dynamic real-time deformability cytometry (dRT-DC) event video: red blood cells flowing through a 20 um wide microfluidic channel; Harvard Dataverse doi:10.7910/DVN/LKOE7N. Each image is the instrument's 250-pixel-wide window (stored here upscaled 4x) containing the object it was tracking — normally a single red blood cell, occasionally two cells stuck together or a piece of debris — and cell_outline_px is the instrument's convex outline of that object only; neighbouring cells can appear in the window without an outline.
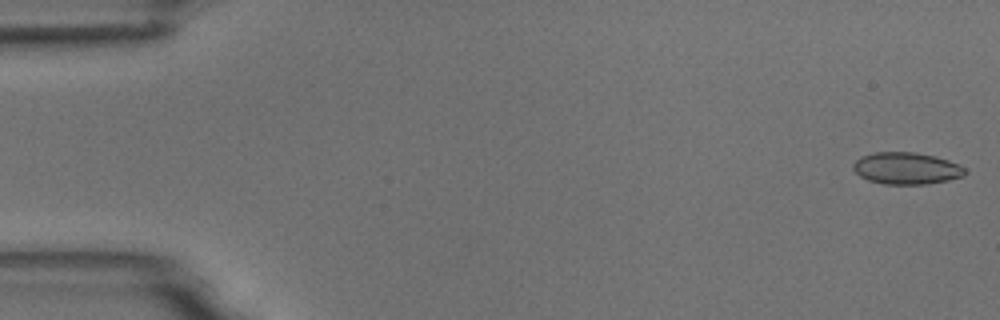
{"species": "common noctule bat (a hibernating species)", "species_latin": "Nyctalus noctula", "temperature_condition": "room temperature", "stored_images_in_passage": 5, "segment_of_instrument_passage": [2, 2], "camera_frame_rate_fps": 3000, "um_per_image_px": 0.085, "animal": {"sex": "male", "body_mass_g": 18.8}, "frame": {"image": 1, "passage_image": 5, "time_ms": 5.667, "image_size_px": [1000, 320], "cell_outline_px": [[964, 176], [948, 180], [928, 184], [884, 184], [868, 180], [860, 176], [852, 168], [852, 164], [860, 156], [876, 152], [916, 152], [936, 156], [960, 164], [964, 168]], "centroid_in_image_um": [77.03, 14.3], "position_along_channel_um": 8.0, "area_um2": 20.87}}